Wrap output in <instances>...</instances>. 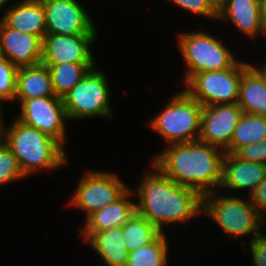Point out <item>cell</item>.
Here are the masks:
<instances>
[{
    "label": "cell",
    "instance_id": "1",
    "mask_svg": "<svg viewBox=\"0 0 266 266\" xmlns=\"http://www.w3.org/2000/svg\"><path fill=\"white\" fill-rule=\"evenodd\" d=\"M150 163L153 170L143 173L136 192L133 191L139 201L135 203L136 213L163 233L170 224H186L201 215L202 196L196 190L176 184Z\"/></svg>",
    "mask_w": 266,
    "mask_h": 266
},
{
    "label": "cell",
    "instance_id": "2",
    "mask_svg": "<svg viewBox=\"0 0 266 266\" xmlns=\"http://www.w3.org/2000/svg\"><path fill=\"white\" fill-rule=\"evenodd\" d=\"M224 155L222 149L196 140L168 145L151 161L176 184L196 190L203 196L218 191Z\"/></svg>",
    "mask_w": 266,
    "mask_h": 266
},
{
    "label": "cell",
    "instance_id": "3",
    "mask_svg": "<svg viewBox=\"0 0 266 266\" xmlns=\"http://www.w3.org/2000/svg\"><path fill=\"white\" fill-rule=\"evenodd\" d=\"M1 125V140L11 149L25 177L38 171H54L65 167L68 156L65 148L55 139L27 126L15 117L10 126Z\"/></svg>",
    "mask_w": 266,
    "mask_h": 266
},
{
    "label": "cell",
    "instance_id": "4",
    "mask_svg": "<svg viewBox=\"0 0 266 266\" xmlns=\"http://www.w3.org/2000/svg\"><path fill=\"white\" fill-rule=\"evenodd\" d=\"M217 195V191L202 196V212L211 218L229 237L249 236V242L263 231L265 219L259 214L249 198L233 194ZM252 233V234H251Z\"/></svg>",
    "mask_w": 266,
    "mask_h": 266
},
{
    "label": "cell",
    "instance_id": "5",
    "mask_svg": "<svg viewBox=\"0 0 266 266\" xmlns=\"http://www.w3.org/2000/svg\"><path fill=\"white\" fill-rule=\"evenodd\" d=\"M167 105L148 125L156 131L167 146L199 140L203 106L184 89L174 94Z\"/></svg>",
    "mask_w": 266,
    "mask_h": 266
},
{
    "label": "cell",
    "instance_id": "6",
    "mask_svg": "<svg viewBox=\"0 0 266 266\" xmlns=\"http://www.w3.org/2000/svg\"><path fill=\"white\" fill-rule=\"evenodd\" d=\"M177 47L188 66L184 84L196 73L229 69L239 61L225 43L199 29L178 33Z\"/></svg>",
    "mask_w": 266,
    "mask_h": 266
},
{
    "label": "cell",
    "instance_id": "7",
    "mask_svg": "<svg viewBox=\"0 0 266 266\" xmlns=\"http://www.w3.org/2000/svg\"><path fill=\"white\" fill-rule=\"evenodd\" d=\"M109 78L95 66L63 97L68 120L113 118Z\"/></svg>",
    "mask_w": 266,
    "mask_h": 266
},
{
    "label": "cell",
    "instance_id": "8",
    "mask_svg": "<svg viewBox=\"0 0 266 266\" xmlns=\"http://www.w3.org/2000/svg\"><path fill=\"white\" fill-rule=\"evenodd\" d=\"M248 65L239 60L229 69L196 73L183 89L202 106L237 103L242 71Z\"/></svg>",
    "mask_w": 266,
    "mask_h": 266
},
{
    "label": "cell",
    "instance_id": "9",
    "mask_svg": "<svg viewBox=\"0 0 266 266\" xmlns=\"http://www.w3.org/2000/svg\"><path fill=\"white\" fill-rule=\"evenodd\" d=\"M114 172L87 170L80 180L69 205L84 211L85 220L95 211L119 199L130 187Z\"/></svg>",
    "mask_w": 266,
    "mask_h": 266
},
{
    "label": "cell",
    "instance_id": "10",
    "mask_svg": "<svg viewBox=\"0 0 266 266\" xmlns=\"http://www.w3.org/2000/svg\"><path fill=\"white\" fill-rule=\"evenodd\" d=\"M16 101L21 103V109L15 116L18 121L49 135L65 147L68 118L61 97L56 95Z\"/></svg>",
    "mask_w": 266,
    "mask_h": 266
},
{
    "label": "cell",
    "instance_id": "11",
    "mask_svg": "<svg viewBox=\"0 0 266 266\" xmlns=\"http://www.w3.org/2000/svg\"><path fill=\"white\" fill-rule=\"evenodd\" d=\"M45 10L46 34L98 33L93 19L77 0H41Z\"/></svg>",
    "mask_w": 266,
    "mask_h": 266
},
{
    "label": "cell",
    "instance_id": "12",
    "mask_svg": "<svg viewBox=\"0 0 266 266\" xmlns=\"http://www.w3.org/2000/svg\"><path fill=\"white\" fill-rule=\"evenodd\" d=\"M98 33L57 35L46 34L42 43V60L44 65L62 63H96L92 46Z\"/></svg>",
    "mask_w": 266,
    "mask_h": 266
},
{
    "label": "cell",
    "instance_id": "13",
    "mask_svg": "<svg viewBox=\"0 0 266 266\" xmlns=\"http://www.w3.org/2000/svg\"><path fill=\"white\" fill-rule=\"evenodd\" d=\"M242 113L237 103L203 106L199 140L230 153V143Z\"/></svg>",
    "mask_w": 266,
    "mask_h": 266
},
{
    "label": "cell",
    "instance_id": "14",
    "mask_svg": "<svg viewBox=\"0 0 266 266\" xmlns=\"http://www.w3.org/2000/svg\"><path fill=\"white\" fill-rule=\"evenodd\" d=\"M42 43L39 36L7 28L0 21V50L3 58L19 67L41 63Z\"/></svg>",
    "mask_w": 266,
    "mask_h": 266
},
{
    "label": "cell",
    "instance_id": "15",
    "mask_svg": "<svg viewBox=\"0 0 266 266\" xmlns=\"http://www.w3.org/2000/svg\"><path fill=\"white\" fill-rule=\"evenodd\" d=\"M266 178V165L257 162H248L240 159L234 153H225L222 162V179L220 189L238 192L248 190L250 194Z\"/></svg>",
    "mask_w": 266,
    "mask_h": 266
},
{
    "label": "cell",
    "instance_id": "16",
    "mask_svg": "<svg viewBox=\"0 0 266 266\" xmlns=\"http://www.w3.org/2000/svg\"><path fill=\"white\" fill-rule=\"evenodd\" d=\"M133 190L128 189L115 202L95 211L80 227V235L87 241L94 233L104 230L121 227L136 212L135 198L132 200Z\"/></svg>",
    "mask_w": 266,
    "mask_h": 266
},
{
    "label": "cell",
    "instance_id": "17",
    "mask_svg": "<svg viewBox=\"0 0 266 266\" xmlns=\"http://www.w3.org/2000/svg\"><path fill=\"white\" fill-rule=\"evenodd\" d=\"M0 21L13 30L39 36L46 35L45 10L41 0H20L12 3Z\"/></svg>",
    "mask_w": 266,
    "mask_h": 266
},
{
    "label": "cell",
    "instance_id": "18",
    "mask_svg": "<svg viewBox=\"0 0 266 266\" xmlns=\"http://www.w3.org/2000/svg\"><path fill=\"white\" fill-rule=\"evenodd\" d=\"M218 20L232 22L238 31L248 39L257 40L258 35L266 37L261 19L260 0H230L218 14Z\"/></svg>",
    "mask_w": 266,
    "mask_h": 266
},
{
    "label": "cell",
    "instance_id": "19",
    "mask_svg": "<svg viewBox=\"0 0 266 266\" xmlns=\"http://www.w3.org/2000/svg\"><path fill=\"white\" fill-rule=\"evenodd\" d=\"M56 96L49 69L39 63L33 66L19 67L17 71L15 100Z\"/></svg>",
    "mask_w": 266,
    "mask_h": 266
},
{
    "label": "cell",
    "instance_id": "20",
    "mask_svg": "<svg viewBox=\"0 0 266 266\" xmlns=\"http://www.w3.org/2000/svg\"><path fill=\"white\" fill-rule=\"evenodd\" d=\"M86 243L99 255L104 266H126L128 251L124 244L122 226L96 232Z\"/></svg>",
    "mask_w": 266,
    "mask_h": 266
},
{
    "label": "cell",
    "instance_id": "21",
    "mask_svg": "<svg viewBox=\"0 0 266 266\" xmlns=\"http://www.w3.org/2000/svg\"><path fill=\"white\" fill-rule=\"evenodd\" d=\"M237 104L243 113L266 116V84L250 65L242 71Z\"/></svg>",
    "mask_w": 266,
    "mask_h": 266
},
{
    "label": "cell",
    "instance_id": "22",
    "mask_svg": "<svg viewBox=\"0 0 266 266\" xmlns=\"http://www.w3.org/2000/svg\"><path fill=\"white\" fill-rule=\"evenodd\" d=\"M266 137V116L242 113L230 143V153Z\"/></svg>",
    "mask_w": 266,
    "mask_h": 266
},
{
    "label": "cell",
    "instance_id": "23",
    "mask_svg": "<svg viewBox=\"0 0 266 266\" xmlns=\"http://www.w3.org/2000/svg\"><path fill=\"white\" fill-rule=\"evenodd\" d=\"M51 75L52 86L58 97H63L88 71L97 63H62L59 65H46Z\"/></svg>",
    "mask_w": 266,
    "mask_h": 266
},
{
    "label": "cell",
    "instance_id": "24",
    "mask_svg": "<svg viewBox=\"0 0 266 266\" xmlns=\"http://www.w3.org/2000/svg\"><path fill=\"white\" fill-rule=\"evenodd\" d=\"M122 229L124 244L128 252L136 251L151 243L161 233L144 216L136 212L123 224Z\"/></svg>",
    "mask_w": 266,
    "mask_h": 266
},
{
    "label": "cell",
    "instance_id": "25",
    "mask_svg": "<svg viewBox=\"0 0 266 266\" xmlns=\"http://www.w3.org/2000/svg\"><path fill=\"white\" fill-rule=\"evenodd\" d=\"M167 235L161 232L151 243L128 252L126 266H167L169 245Z\"/></svg>",
    "mask_w": 266,
    "mask_h": 266
},
{
    "label": "cell",
    "instance_id": "26",
    "mask_svg": "<svg viewBox=\"0 0 266 266\" xmlns=\"http://www.w3.org/2000/svg\"><path fill=\"white\" fill-rule=\"evenodd\" d=\"M16 157L0 139V187L24 179Z\"/></svg>",
    "mask_w": 266,
    "mask_h": 266
},
{
    "label": "cell",
    "instance_id": "27",
    "mask_svg": "<svg viewBox=\"0 0 266 266\" xmlns=\"http://www.w3.org/2000/svg\"><path fill=\"white\" fill-rule=\"evenodd\" d=\"M18 67L8 59L0 60V107L4 108V102H14L16 96ZM3 104V105H2Z\"/></svg>",
    "mask_w": 266,
    "mask_h": 266
},
{
    "label": "cell",
    "instance_id": "28",
    "mask_svg": "<svg viewBox=\"0 0 266 266\" xmlns=\"http://www.w3.org/2000/svg\"><path fill=\"white\" fill-rule=\"evenodd\" d=\"M175 4L179 8L203 16L205 18L216 20L218 14L213 10L208 0H167Z\"/></svg>",
    "mask_w": 266,
    "mask_h": 266
},
{
    "label": "cell",
    "instance_id": "29",
    "mask_svg": "<svg viewBox=\"0 0 266 266\" xmlns=\"http://www.w3.org/2000/svg\"><path fill=\"white\" fill-rule=\"evenodd\" d=\"M254 266H266V234L263 232L249 242Z\"/></svg>",
    "mask_w": 266,
    "mask_h": 266
},
{
    "label": "cell",
    "instance_id": "30",
    "mask_svg": "<svg viewBox=\"0 0 266 266\" xmlns=\"http://www.w3.org/2000/svg\"><path fill=\"white\" fill-rule=\"evenodd\" d=\"M257 209L259 214L266 220V178L250 194L246 196Z\"/></svg>",
    "mask_w": 266,
    "mask_h": 266
},
{
    "label": "cell",
    "instance_id": "31",
    "mask_svg": "<svg viewBox=\"0 0 266 266\" xmlns=\"http://www.w3.org/2000/svg\"><path fill=\"white\" fill-rule=\"evenodd\" d=\"M235 155L244 161L262 163L261 142L241 147Z\"/></svg>",
    "mask_w": 266,
    "mask_h": 266
},
{
    "label": "cell",
    "instance_id": "32",
    "mask_svg": "<svg viewBox=\"0 0 266 266\" xmlns=\"http://www.w3.org/2000/svg\"><path fill=\"white\" fill-rule=\"evenodd\" d=\"M213 10L219 14L230 2V0H208Z\"/></svg>",
    "mask_w": 266,
    "mask_h": 266
},
{
    "label": "cell",
    "instance_id": "33",
    "mask_svg": "<svg viewBox=\"0 0 266 266\" xmlns=\"http://www.w3.org/2000/svg\"><path fill=\"white\" fill-rule=\"evenodd\" d=\"M249 65L262 77L264 83L266 84V62L262 63L258 67L250 63Z\"/></svg>",
    "mask_w": 266,
    "mask_h": 266
},
{
    "label": "cell",
    "instance_id": "34",
    "mask_svg": "<svg viewBox=\"0 0 266 266\" xmlns=\"http://www.w3.org/2000/svg\"><path fill=\"white\" fill-rule=\"evenodd\" d=\"M260 5H261L262 25L266 35V0H260Z\"/></svg>",
    "mask_w": 266,
    "mask_h": 266
},
{
    "label": "cell",
    "instance_id": "35",
    "mask_svg": "<svg viewBox=\"0 0 266 266\" xmlns=\"http://www.w3.org/2000/svg\"><path fill=\"white\" fill-rule=\"evenodd\" d=\"M261 151H262V164L266 165V137L261 141Z\"/></svg>",
    "mask_w": 266,
    "mask_h": 266
},
{
    "label": "cell",
    "instance_id": "36",
    "mask_svg": "<svg viewBox=\"0 0 266 266\" xmlns=\"http://www.w3.org/2000/svg\"><path fill=\"white\" fill-rule=\"evenodd\" d=\"M12 0H0V10L4 7L5 10H7L8 8L6 7V5Z\"/></svg>",
    "mask_w": 266,
    "mask_h": 266
},
{
    "label": "cell",
    "instance_id": "37",
    "mask_svg": "<svg viewBox=\"0 0 266 266\" xmlns=\"http://www.w3.org/2000/svg\"><path fill=\"white\" fill-rule=\"evenodd\" d=\"M3 109L0 107V139H1V125H2V120H3Z\"/></svg>",
    "mask_w": 266,
    "mask_h": 266
},
{
    "label": "cell",
    "instance_id": "38",
    "mask_svg": "<svg viewBox=\"0 0 266 266\" xmlns=\"http://www.w3.org/2000/svg\"><path fill=\"white\" fill-rule=\"evenodd\" d=\"M3 57H2V54H1V50H0V60L2 59Z\"/></svg>",
    "mask_w": 266,
    "mask_h": 266
}]
</instances>
